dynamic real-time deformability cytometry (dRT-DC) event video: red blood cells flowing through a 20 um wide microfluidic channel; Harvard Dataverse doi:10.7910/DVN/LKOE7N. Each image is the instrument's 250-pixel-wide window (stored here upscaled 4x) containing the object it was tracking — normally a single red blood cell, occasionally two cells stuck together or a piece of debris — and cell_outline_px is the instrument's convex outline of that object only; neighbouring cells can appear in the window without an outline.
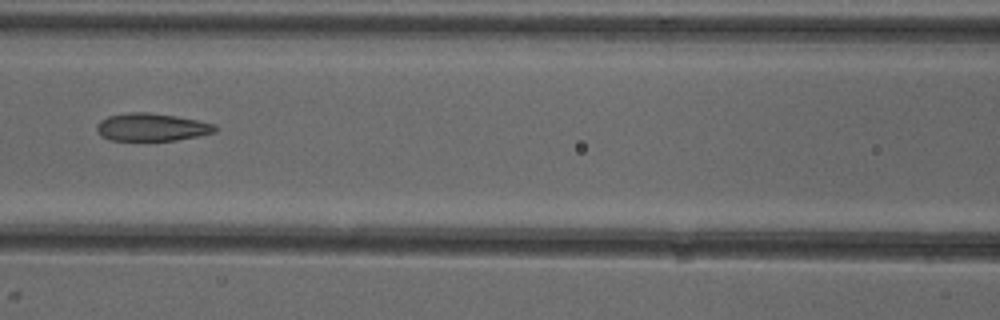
{"species": "common noctule bat (a hibernating species)", "species_latin": "Nyctalus noctula", "temperature_condition": "cold", "stored_images_in_passage": 3, "camera_frame_rate_fps": 3000, "um_per_image_px": 0.085, "animal": {"sex": "female"}, "frame": {"image": 1, "passage_image": 3, "time_ms": 2.333, "image_size_px": [1000, 320], "cell_outline_px": [[216, 132], [176, 140], [112, 140], [104, 136], [96, 128], [96, 124], [100, 120], [108, 116], [128, 112], [148, 112], [176, 116], [216, 124]], "centroid_in_image_um": [12.9, 10.79], "position_along_channel_um": 153.7, "area_um2": 18.9}}